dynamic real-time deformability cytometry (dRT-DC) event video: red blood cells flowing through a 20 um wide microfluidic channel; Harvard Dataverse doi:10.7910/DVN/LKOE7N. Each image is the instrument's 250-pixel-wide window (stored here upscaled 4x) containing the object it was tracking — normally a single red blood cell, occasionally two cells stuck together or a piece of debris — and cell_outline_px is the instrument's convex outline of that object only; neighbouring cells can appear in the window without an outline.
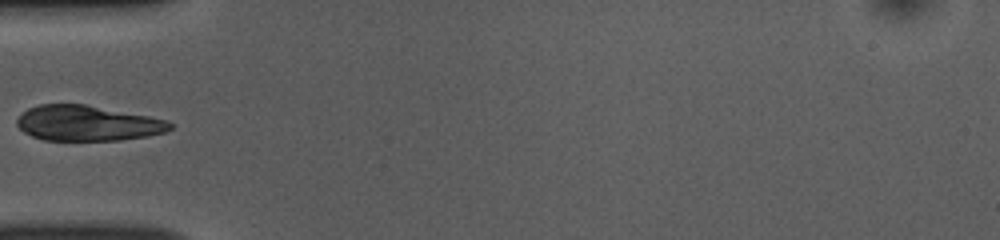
{"species": "common noctule bat (a hibernating species)", "species_latin": "Nyctalus noctula", "temperature_condition": "room temperature", "stored_images_in_passage": 15, "camera_frame_rate_fps": 3000, "um_per_image_px": 0.085, "animal": {"sex": "female", "body_mass_g": 10.0, "forearm_length_mm": 53.1}, "frame": {"image": 1, "passage_image": 1, "time_ms": 0.0, "image_size_px": [1000, 240], "cell_outline_px": [[172, 128], [164, 132], [148, 136], [120, 140], [44, 140], [32, 136], [24, 132], [16, 124], [16, 120], [28, 108], [40, 104], [84, 104], [148, 116], [168, 120], [172, 124]], "centroid_in_image_um": [7.43, 10.47], "position_along_channel_um": 77.6, "area_um2": 31.33}}
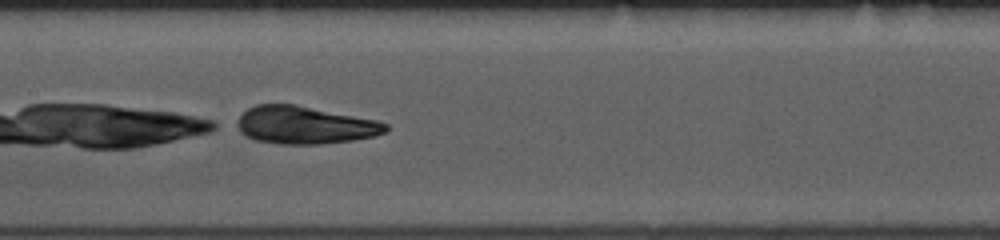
{"frame": {"image": 2, "passage_image": 9, "time_ms": 2.667, "image_size_px": [1000, 240], "cell_outline_px": [[388, 128], [384, 132], [372, 136], [352, 140], [320, 144], [280, 144], [256, 140], [244, 136], [232, 124], [248, 108], [256, 104], [296, 104], [376, 120], [388, 124]], "centroid_in_image_um": [25.82, 10.63], "position_along_channel_um": 181.6, "area_um2": 32.71}}
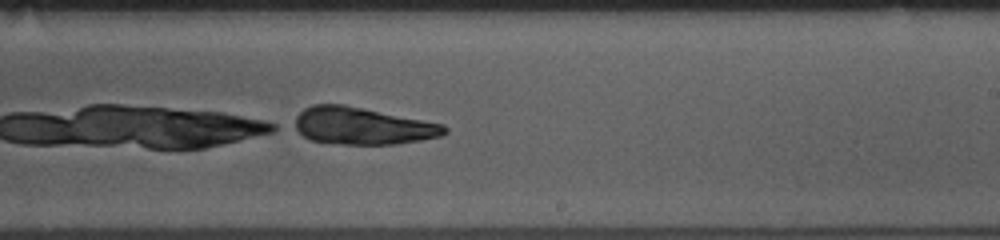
{"frame": {"image": 3, "passage_image": 15, "time_ms": 4.667, "image_size_px": [1000, 240], "cell_outline_px": [[448, 132], [440, 136], [420, 140], [396, 144], [344, 144], [312, 140], [304, 136], [292, 128], [288, 124], [304, 108], [312, 104], [344, 104], [444, 124], [448, 128]], "centroid_in_image_um": [30.74, 10.69], "position_along_channel_um": 258.3, "area_um2": 32.71}}